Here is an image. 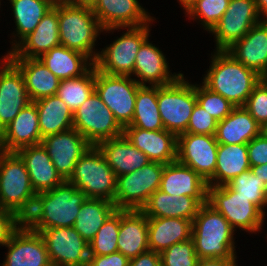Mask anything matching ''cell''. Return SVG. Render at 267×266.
I'll use <instances>...</instances> for the list:
<instances>
[{
    "label": "cell",
    "mask_w": 267,
    "mask_h": 266,
    "mask_svg": "<svg viewBox=\"0 0 267 266\" xmlns=\"http://www.w3.org/2000/svg\"><path fill=\"white\" fill-rule=\"evenodd\" d=\"M86 195L65 180L57 187L37 193L30 215L23 221L30 229L73 227Z\"/></svg>",
    "instance_id": "cell-1"
},
{
    "label": "cell",
    "mask_w": 267,
    "mask_h": 266,
    "mask_svg": "<svg viewBox=\"0 0 267 266\" xmlns=\"http://www.w3.org/2000/svg\"><path fill=\"white\" fill-rule=\"evenodd\" d=\"M212 56V64L202 83L234 106H244L261 76L238 62L228 51L215 50Z\"/></svg>",
    "instance_id": "cell-2"
},
{
    "label": "cell",
    "mask_w": 267,
    "mask_h": 266,
    "mask_svg": "<svg viewBox=\"0 0 267 266\" xmlns=\"http://www.w3.org/2000/svg\"><path fill=\"white\" fill-rule=\"evenodd\" d=\"M234 232L221 213L208 203L201 205L192 228V239L198 258L236 259Z\"/></svg>",
    "instance_id": "cell-3"
},
{
    "label": "cell",
    "mask_w": 267,
    "mask_h": 266,
    "mask_svg": "<svg viewBox=\"0 0 267 266\" xmlns=\"http://www.w3.org/2000/svg\"><path fill=\"white\" fill-rule=\"evenodd\" d=\"M36 195L21 157L0 150V208L24 221L33 210Z\"/></svg>",
    "instance_id": "cell-4"
},
{
    "label": "cell",
    "mask_w": 267,
    "mask_h": 266,
    "mask_svg": "<svg viewBox=\"0 0 267 266\" xmlns=\"http://www.w3.org/2000/svg\"><path fill=\"white\" fill-rule=\"evenodd\" d=\"M57 12L60 44L86 55L94 63L98 52L93 48L103 29L92 8L60 2L57 4Z\"/></svg>",
    "instance_id": "cell-5"
},
{
    "label": "cell",
    "mask_w": 267,
    "mask_h": 266,
    "mask_svg": "<svg viewBox=\"0 0 267 266\" xmlns=\"http://www.w3.org/2000/svg\"><path fill=\"white\" fill-rule=\"evenodd\" d=\"M67 181L87 198L114 202L117 176L97 146L91 145L79 158Z\"/></svg>",
    "instance_id": "cell-6"
},
{
    "label": "cell",
    "mask_w": 267,
    "mask_h": 266,
    "mask_svg": "<svg viewBox=\"0 0 267 266\" xmlns=\"http://www.w3.org/2000/svg\"><path fill=\"white\" fill-rule=\"evenodd\" d=\"M182 74L174 83L157 86V102L164 129L179 136L186 132L197 103L196 84H189Z\"/></svg>",
    "instance_id": "cell-7"
},
{
    "label": "cell",
    "mask_w": 267,
    "mask_h": 266,
    "mask_svg": "<svg viewBox=\"0 0 267 266\" xmlns=\"http://www.w3.org/2000/svg\"><path fill=\"white\" fill-rule=\"evenodd\" d=\"M207 203L221 213L234 230L238 227L250 233L259 232L264 223L265 214L228 184L208 186Z\"/></svg>",
    "instance_id": "cell-8"
},
{
    "label": "cell",
    "mask_w": 267,
    "mask_h": 266,
    "mask_svg": "<svg viewBox=\"0 0 267 266\" xmlns=\"http://www.w3.org/2000/svg\"><path fill=\"white\" fill-rule=\"evenodd\" d=\"M164 165L151 161L138 170L118 176L113 202L116 209L141 210L160 188Z\"/></svg>",
    "instance_id": "cell-9"
},
{
    "label": "cell",
    "mask_w": 267,
    "mask_h": 266,
    "mask_svg": "<svg viewBox=\"0 0 267 266\" xmlns=\"http://www.w3.org/2000/svg\"><path fill=\"white\" fill-rule=\"evenodd\" d=\"M128 27L127 32L98 52L94 66L108 75L132 76L135 58L142 43L149 37V25Z\"/></svg>",
    "instance_id": "cell-10"
},
{
    "label": "cell",
    "mask_w": 267,
    "mask_h": 266,
    "mask_svg": "<svg viewBox=\"0 0 267 266\" xmlns=\"http://www.w3.org/2000/svg\"><path fill=\"white\" fill-rule=\"evenodd\" d=\"M73 128L94 146L124 130L96 91L73 113Z\"/></svg>",
    "instance_id": "cell-11"
},
{
    "label": "cell",
    "mask_w": 267,
    "mask_h": 266,
    "mask_svg": "<svg viewBox=\"0 0 267 266\" xmlns=\"http://www.w3.org/2000/svg\"><path fill=\"white\" fill-rule=\"evenodd\" d=\"M139 87L131 76L108 75L95 67V91L123 128L133 119Z\"/></svg>",
    "instance_id": "cell-12"
},
{
    "label": "cell",
    "mask_w": 267,
    "mask_h": 266,
    "mask_svg": "<svg viewBox=\"0 0 267 266\" xmlns=\"http://www.w3.org/2000/svg\"><path fill=\"white\" fill-rule=\"evenodd\" d=\"M255 0H230L220 21L209 33L214 34L216 51H227L256 24L262 22Z\"/></svg>",
    "instance_id": "cell-13"
},
{
    "label": "cell",
    "mask_w": 267,
    "mask_h": 266,
    "mask_svg": "<svg viewBox=\"0 0 267 266\" xmlns=\"http://www.w3.org/2000/svg\"><path fill=\"white\" fill-rule=\"evenodd\" d=\"M43 237L52 266H87L89 244L73 227L32 229Z\"/></svg>",
    "instance_id": "cell-14"
},
{
    "label": "cell",
    "mask_w": 267,
    "mask_h": 266,
    "mask_svg": "<svg viewBox=\"0 0 267 266\" xmlns=\"http://www.w3.org/2000/svg\"><path fill=\"white\" fill-rule=\"evenodd\" d=\"M218 144L215 135L180 134L177 136L176 160L208 181L215 172Z\"/></svg>",
    "instance_id": "cell-15"
},
{
    "label": "cell",
    "mask_w": 267,
    "mask_h": 266,
    "mask_svg": "<svg viewBox=\"0 0 267 266\" xmlns=\"http://www.w3.org/2000/svg\"><path fill=\"white\" fill-rule=\"evenodd\" d=\"M5 247L8 253L2 266H52L43 237L24 222L13 232Z\"/></svg>",
    "instance_id": "cell-16"
},
{
    "label": "cell",
    "mask_w": 267,
    "mask_h": 266,
    "mask_svg": "<svg viewBox=\"0 0 267 266\" xmlns=\"http://www.w3.org/2000/svg\"><path fill=\"white\" fill-rule=\"evenodd\" d=\"M41 144L50 156L57 172L68 180L79 158L91 144L74 128L44 137Z\"/></svg>",
    "instance_id": "cell-17"
},
{
    "label": "cell",
    "mask_w": 267,
    "mask_h": 266,
    "mask_svg": "<svg viewBox=\"0 0 267 266\" xmlns=\"http://www.w3.org/2000/svg\"><path fill=\"white\" fill-rule=\"evenodd\" d=\"M92 11L103 31L140 27L153 22L138 0H97Z\"/></svg>",
    "instance_id": "cell-18"
},
{
    "label": "cell",
    "mask_w": 267,
    "mask_h": 266,
    "mask_svg": "<svg viewBox=\"0 0 267 266\" xmlns=\"http://www.w3.org/2000/svg\"><path fill=\"white\" fill-rule=\"evenodd\" d=\"M0 69V129L3 130L31 101L20 70L3 56Z\"/></svg>",
    "instance_id": "cell-19"
},
{
    "label": "cell",
    "mask_w": 267,
    "mask_h": 266,
    "mask_svg": "<svg viewBox=\"0 0 267 266\" xmlns=\"http://www.w3.org/2000/svg\"><path fill=\"white\" fill-rule=\"evenodd\" d=\"M60 45L56 4L47 11L34 31L5 56L7 58H39L42 54Z\"/></svg>",
    "instance_id": "cell-20"
},
{
    "label": "cell",
    "mask_w": 267,
    "mask_h": 266,
    "mask_svg": "<svg viewBox=\"0 0 267 266\" xmlns=\"http://www.w3.org/2000/svg\"><path fill=\"white\" fill-rule=\"evenodd\" d=\"M123 134L152 162L169 164L177 159V136L165 129L149 131L125 126Z\"/></svg>",
    "instance_id": "cell-21"
},
{
    "label": "cell",
    "mask_w": 267,
    "mask_h": 266,
    "mask_svg": "<svg viewBox=\"0 0 267 266\" xmlns=\"http://www.w3.org/2000/svg\"><path fill=\"white\" fill-rule=\"evenodd\" d=\"M42 139L37 107L35 102L31 101L2 130L0 150L16 152L26 146L41 144Z\"/></svg>",
    "instance_id": "cell-22"
},
{
    "label": "cell",
    "mask_w": 267,
    "mask_h": 266,
    "mask_svg": "<svg viewBox=\"0 0 267 266\" xmlns=\"http://www.w3.org/2000/svg\"><path fill=\"white\" fill-rule=\"evenodd\" d=\"M159 190L175 196L194 197L201 205L207 203V181L177 160L164 165Z\"/></svg>",
    "instance_id": "cell-23"
},
{
    "label": "cell",
    "mask_w": 267,
    "mask_h": 266,
    "mask_svg": "<svg viewBox=\"0 0 267 266\" xmlns=\"http://www.w3.org/2000/svg\"><path fill=\"white\" fill-rule=\"evenodd\" d=\"M148 40L147 38L142 43L135 58L133 76L135 74L139 78L135 80L140 86H146V83H150L151 86H166L174 83L182 73L172 74L162 51Z\"/></svg>",
    "instance_id": "cell-24"
},
{
    "label": "cell",
    "mask_w": 267,
    "mask_h": 266,
    "mask_svg": "<svg viewBox=\"0 0 267 266\" xmlns=\"http://www.w3.org/2000/svg\"><path fill=\"white\" fill-rule=\"evenodd\" d=\"M16 153L25 164L31 186L36 194L51 190L65 181L55 169L42 144L23 147Z\"/></svg>",
    "instance_id": "cell-25"
},
{
    "label": "cell",
    "mask_w": 267,
    "mask_h": 266,
    "mask_svg": "<svg viewBox=\"0 0 267 266\" xmlns=\"http://www.w3.org/2000/svg\"><path fill=\"white\" fill-rule=\"evenodd\" d=\"M238 62L262 76L267 72V20L254 25L227 50Z\"/></svg>",
    "instance_id": "cell-26"
},
{
    "label": "cell",
    "mask_w": 267,
    "mask_h": 266,
    "mask_svg": "<svg viewBox=\"0 0 267 266\" xmlns=\"http://www.w3.org/2000/svg\"><path fill=\"white\" fill-rule=\"evenodd\" d=\"M117 246L129 260L149 250L148 217L141 210L120 209Z\"/></svg>",
    "instance_id": "cell-27"
},
{
    "label": "cell",
    "mask_w": 267,
    "mask_h": 266,
    "mask_svg": "<svg viewBox=\"0 0 267 266\" xmlns=\"http://www.w3.org/2000/svg\"><path fill=\"white\" fill-rule=\"evenodd\" d=\"M96 146L117 177L138 170L151 162L124 134L101 141Z\"/></svg>",
    "instance_id": "cell-28"
},
{
    "label": "cell",
    "mask_w": 267,
    "mask_h": 266,
    "mask_svg": "<svg viewBox=\"0 0 267 266\" xmlns=\"http://www.w3.org/2000/svg\"><path fill=\"white\" fill-rule=\"evenodd\" d=\"M21 72L30 101L56 95L60 79L38 58H8Z\"/></svg>",
    "instance_id": "cell-29"
},
{
    "label": "cell",
    "mask_w": 267,
    "mask_h": 266,
    "mask_svg": "<svg viewBox=\"0 0 267 266\" xmlns=\"http://www.w3.org/2000/svg\"><path fill=\"white\" fill-rule=\"evenodd\" d=\"M192 228V220L148 217L149 250L161 254L172 245L191 239Z\"/></svg>",
    "instance_id": "cell-30"
},
{
    "label": "cell",
    "mask_w": 267,
    "mask_h": 266,
    "mask_svg": "<svg viewBox=\"0 0 267 266\" xmlns=\"http://www.w3.org/2000/svg\"><path fill=\"white\" fill-rule=\"evenodd\" d=\"M259 134H261V125L244 106H237L217 123L215 137L221 144H248Z\"/></svg>",
    "instance_id": "cell-31"
},
{
    "label": "cell",
    "mask_w": 267,
    "mask_h": 266,
    "mask_svg": "<svg viewBox=\"0 0 267 266\" xmlns=\"http://www.w3.org/2000/svg\"><path fill=\"white\" fill-rule=\"evenodd\" d=\"M200 206L194 197L175 196L158 189L149 197L141 211L147 217L184 218L193 221Z\"/></svg>",
    "instance_id": "cell-32"
},
{
    "label": "cell",
    "mask_w": 267,
    "mask_h": 266,
    "mask_svg": "<svg viewBox=\"0 0 267 266\" xmlns=\"http://www.w3.org/2000/svg\"><path fill=\"white\" fill-rule=\"evenodd\" d=\"M250 167L247 144L219 143L215 172L207 181V185H227L236 176L249 170Z\"/></svg>",
    "instance_id": "cell-33"
},
{
    "label": "cell",
    "mask_w": 267,
    "mask_h": 266,
    "mask_svg": "<svg viewBox=\"0 0 267 266\" xmlns=\"http://www.w3.org/2000/svg\"><path fill=\"white\" fill-rule=\"evenodd\" d=\"M38 59L60 80L80 77L94 65L86 55L62 45L52 48Z\"/></svg>",
    "instance_id": "cell-34"
},
{
    "label": "cell",
    "mask_w": 267,
    "mask_h": 266,
    "mask_svg": "<svg viewBox=\"0 0 267 266\" xmlns=\"http://www.w3.org/2000/svg\"><path fill=\"white\" fill-rule=\"evenodd\" d=\"M34 102L42 138L73 128V113L57 94Z\"/></svg>",
    "instance_id": "cell-35"
},
{
    "label": "cell",
    "mask_w": 267,
    "mask_h": 266,
    "mask_svg": "<svg viewBox=\"0 0 267 266\" xmlns=\"http://www.w3.org/2000/svg\"><path fill=\"white\" fill-rule=\"evenodd\" d=\"M116 210L113 202L86 198L77 214L73 228L89 244L107 218Z\"/></svg>",
    "instance_id": "cell-36"
},
{
    "label": "cell",
    "mask_w": 267,
    "mask_h": 266,
    "mask_svg": "<svg viewBox=\"0 0 267 266\" xmlns=\"http://www.w3.org/2000/svg\"><path fill=\"white\" fill-rule=\"evenodd\" d=\"M12 5L19 41L13 40L11 52L25 37L31 34L44 15L53 7L48 0H9ZM16 42V43H15Z\"/></svg>",
    "instance_id": "cell-37"
},
{
    "label": "cell",
    "mask_w": 267,
    "mask_h": 266,
    "mask_svg": "<svg viewBox=\"0 0 267 266\" xmlns=\"http://www.w3.org/2000/svg\"><path fill=\"white\" fill-rule=\"evenodd\" d=\"M127 126L149 131L164 129L158 109L157 86L146 85L138 88L133 119Z\"/></svg>",
    "instance_id": "cell-38"
},
{
    "label": "cell",
    "mask_w": 267,
    "mask_h": 266,
    "mask_svg": "<svg viewBox=\"0 0 267 266\" xmlns=\"http://www.w3.org/2000/svg\"><path fill=\"white\" fill-rule=\"evenodd\" d=\"M94 91L95 66L93 65L80 77L61 80L57 95L74 113Z\"/></svg>",
    "instance_id": "cell-39"
},
{
    "label": "cell",
    "mask_w": 267,
    "mask_h": 266,
    "mask_svg": "<svg viewBox=\"0 0 267 266\" xmlns=\"http://www.w3.org/2000/svg\"><path fill=\"white\" fill-rule=\"evenodd\" d=\"M120 209H116L89 243V256H104L118 251Z\"/></svg>",
    "instance_id": "cell-40"
},
{
    "label": "cell",
    "mask_w": 267,
    "mask_h": 266,
    "mask_svg": "<svg viewBox=\"0 0 267 266\" xmlns=\"http://www.w3.org/2000/svg\"><path fill=\"white\" fill-rule=\"evenodd\" d=\"M228 185L240 196L249 199L264 214L267 206V184L257 177L250 169L232 179Z\"/></svg>",
    "instance_id": "cell-41"
},
{
    "label": "cell",
    "mask_w": 267,
    "mask_h": 266,
    "mask_svg": "<svg viewBox=\"0 0 267 266\" xmlns=\"http://www.w3.org/2000/svg\"><path fill=\"white\" fill-rule=\"evenodd\" d=\"M230 0H197L186 12L191 19H198L210 31L227 10Z\"/></svg>",
    "instance_id": "cell-42"
},
{
    "label": "cell",
    "mask_w": 267,
    "mask_h": 266,
    "mask_svg": "<svg viewBox=\"0 0 267 266\" xmlns=\"http://www.w3.org/2000/svg\"><path fill=\"white\" fill-rule=\"evenodd\" d=\"M196 85L197 103L218 122L228 116L236 107L223 96L211 91L203 83Z\"/></svg>",
    "instance_id": "cell-43"
},
{
    "label": "cell",
    "mask_w": 267,
    "mask_h": 266,
    "mask_svg": "<svg viewBox=\"0 0 267 266\" xmlns=\"http://www.w3.org/2000/svg\"><path fill=\"white\" fill-rule=\"evenodd\" d=\"M160 256L161 266H197L199 261L192 238L172 245Z\"/></svg>",
    "instance_id": "cell-44"
},
{
    "label": "cell",
    "mask_w": 267,
    "mask_h": 266,
    "mask_svg": "<svg viewBox=\"0 0 267 266\" xmlns=\"http://www.w3.org/2000/svg\"><path fill=\"white\" fill-rule=\"evenodd\" d=\"M244 107L261 126L267 122V86L262 80L255 85Z\"/></svg>",
    "instance_id": "cell-45"
},
{
    "label": "cell",
    "mask_w": 267,
    "mask_h": 266,
    "mask_svg": "<svg viewBox=\"0 0 267 266\" xmlns=\"http://www.w3.org/2000/svg\"><path fill=\"white\" fill-rule=\"evenodd\" d=\"M218 121L198 103L195 104L185 133L215 135Z\"/></svg>",
    "instance_id": "cell-46"
},
{
    "label": "cell",
    "mask_w": 267,
    "mask_h": 266,
    "mask_svg": "<svg viewBox=\"0 0 267 266\" xmlns=\"http://www.w3.org/2000/svg\"><path fill=\"white\" fill-rule=\"evenodd\" d=\"M248 157L250 166H259L267 164V138L259 134L248 144Z\"/></svg>",
    "instance_id": "cell-47"
},
{
    "label": "cell",
    "mask_w": 267,
    "mask_h": 266,
    "mask_svg": "<svg viewBox=\"0 0 267 266\" xmlns=\"http://www.w3.org/2000/svg\"><path fill=\"white\" fill-rule=\"evenodd\" d=\"M13 212L0 208V245L5 246L13 232L22 224Z\"/></svg>",
    "instance_id": "cell-48"
},
{
    "label": "cell",
    "mask_w": 267,
    "mask_h": 266,
    "mask_svg": "<svg viewBox=\"0 0 267 266\" xmlns=\"http://www.w3.org/2000/svg\"><path fill=\"white\" fill-rule=\"evenodd\" d=\"M129 259L121 252L104 256H89L87 266H129Z\"/></svg>",
    "instance_id": "cell-49"
},
{
    "label": "cell",
    "mask_w": 267,
    "mask_h": 266,
    "mask_svg": "<svg viewBox=\"0 0 267 266\" xmlns=\"http://www.w3.org/2000/svg\"><path fill=\"white\" fill-rule=\"evenodd\" d=\"M129 266H161V256L159 253L148 250L131 259Z\"/></svg>",
    "instance_id": "cell-50"
},
{
    "label": "cell",
    "mask_w": 267,
    "mask_h": 266,
    "mask_svg": "<svg viewBox=\"0 0 267 266\" xmlns=\"http://www.w3.org/2000/svg\"><path fill=\"white\" fill-rule=\"evenodd\" d=\"M197 266H237L236 259H199Z\"/></svg>",
    "instance_id": "cell-51"
},
{
    "label": "cell",
    "mask_w": 267,
    "mask_h": 266,
    "mask_svg": "<svg viewBox=\"0 0 267 266\" xmlns=\"http://www.w3.org/2000/svg\"><path fill=\"white\" fill-rule=\"evenodd\" d=\"M250 170L267 184V164L251 166Z\"/></svg>",
    "instance_id": "cell-52"
},
{
    "label": "cell",
    "mask_w": 267,
    "mask_h": 266,
    "mask_svg": "<svg viewBox=\"0 0 267 266\" xmlns=\"http://www.w3.org/2000/svg\"><path fill=\"white\" fill-rule=\"evenodd\" d=\"M63 2L74 6H88L92 8L97 0H63Z\"/></svg>",
    "instance_id": "cell-53"
},
{
    "label": "cell",
    "mask_w": 267,
    "mask_h": 266,
    "mask_svg": "<svg viewBox=\"0 0 267 266\" xmlns=\"http://www.w3.org/2000/svg\"><path fill=\"white\" fill-rule=\"evenodd\" d=\"M259 14L267 20V0H255Z\"/></svg>",
    "instance_id": "cell-54"
},
{
    "label": "cell",
    "mask_w": 267,
    "mask_h": 266,
    "mask_svg": "<svg viewBox=\"0 0 267 266\" xmlns=\"http://www.w3.org/2000/svg\"><path fill=\"white\" fill-rule=\"evenodd\" d=\"M178 1L181 3L180 5H182L186 13L197 0H178Z\"/></svg>",
    "instance_id": "cell-55"
},
{
    "label": "cell",
    "mask_w": 267,
    "mask_h": 266,
    "mask_svg": "<svg viewBox=\"0 0 267 266\" xmlns=\"http://www.w3.org/2000/svg\"><path fill=\"white\" fill-rule=\"evenodd\" d=\"M261 134H263L267 138V122L261 126Z\"/></svg>",
    "instance_id": "cell-56"
},
{
    "label": "cell",
    "mask_w": 267,
    "mask_h": 266,
    "mask_svg": "<svg viewBox=\"0 0 267 266\" xmlns=\"http://www.w3.org/2000/svg\"><path fill=\"white\" fill-rule=\"evenodd\" d=\"M261 80L266 84L267 86V72L261 76Z\"/></svg>",
    "instance_id": "cell-57"
},
{
    "label": "cell",
    "mask_w": 267,
    "mask_h": 266,
    "mask_svg": "<svg viewBox=\"0 0 267 266\" xmlns=\"http://www.w3.org/2000/svg\"><path fill=\"white\" fill-rule=\"evenodd\" d=\"M48 1L51 2L53 5L63 2V0H48Z\"/></svg>",
    "instance_id": "cell-58"
}]
</instances>
